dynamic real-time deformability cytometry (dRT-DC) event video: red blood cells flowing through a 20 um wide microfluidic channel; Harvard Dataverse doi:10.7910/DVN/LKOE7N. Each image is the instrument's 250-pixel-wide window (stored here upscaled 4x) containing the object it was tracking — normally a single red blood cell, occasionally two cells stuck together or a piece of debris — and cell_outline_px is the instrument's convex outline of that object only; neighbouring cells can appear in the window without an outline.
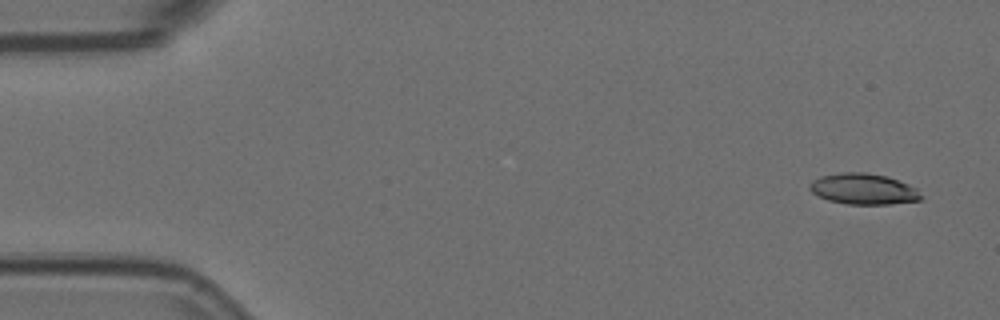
{"species": "Egyptian fruit bat (a non-hibernating species)", "species_latin": "Rousettus aegyptiacus", "temperature_condition": "room temperature", "stored_images_in_passage": 5, "segment_of_instrument_passage": [1, 2], "camera_frame_rate_fps": 3000, "um_per_image_px": 0.085, "animal": {"sex": "female"}, "frame": {"image": 1, "passage_image": 1, "time_ms": 0.0, "image_size_px": [1000, 320], "cell_outline_px": [[924, 200], [892, 204], [848, 204], [828, 200], [816, 196], [808, 188], [808, 184], [812, 180], [820, 176], [840, 172], [864, 172], [888, 176], [908, 184], [916, 188]], "centroid_in_image_um": [73.37, 16.06], "position_along_channel_um": 11.6, "area_um2": 20.35}}